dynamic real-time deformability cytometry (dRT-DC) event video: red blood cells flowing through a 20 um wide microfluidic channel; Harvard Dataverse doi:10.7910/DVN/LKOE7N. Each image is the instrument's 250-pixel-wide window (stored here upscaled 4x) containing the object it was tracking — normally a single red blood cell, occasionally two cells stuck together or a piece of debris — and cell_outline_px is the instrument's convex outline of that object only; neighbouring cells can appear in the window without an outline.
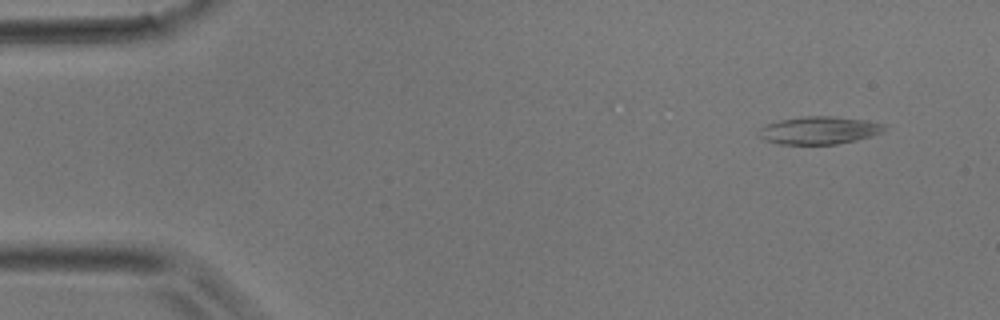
{"species": "common noctule bat (a hibernating species)", "species_latin": "Nyctalus noctula", "temperature_condition": "room temperature", "stored_images_in_passage": 41, "camera_frame_rate_fps": 3000, "um_per_image_px": 0.085, "animal": {"sex": "male", "body_mass_g": 17.9}, "frame": {"image": 1, "passage_image": 1, "time_ms": 0.0, "image_size_px": [1000, 320], "cell_outline_px": [[888, 128], [884, 132], [872, 136], [856, 140], [836, 144], [780, 144], [764, 140], [760, 136], [760, 128], [768, 124], [780, 120], [804, 116], [832, 116], [864, 120], [884, 124]], "centroid_in_image_um": [69.67, 11.08], "position_along_channel_um": 15.3, "area_um2": 20.17}}
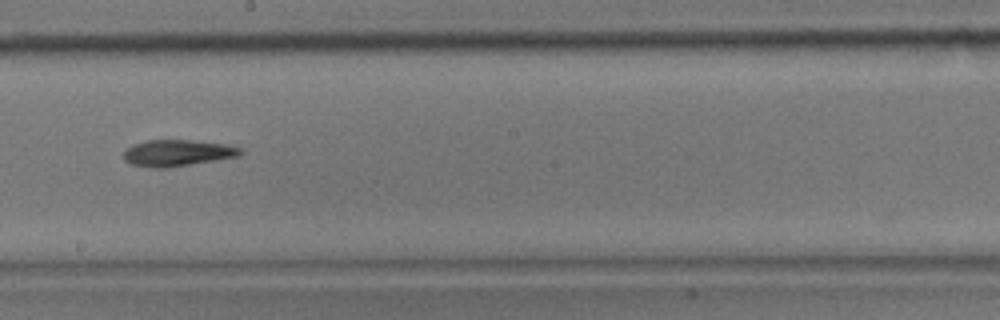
{"frame": {"image": 2, "passage_image": 22, "time_ms": 7.0, "image_size_px": [1000, 320], "cell_outline_px": [[244, 152], [240, 156], [168, 168], [152, 168], [132, 164], [124, 160], [124, 152], [132, 144], [148, 140], [188, 140], [224, 144], [244, 148]], "centroid_in_image_um": [15.11, 13.01], "position_along_channel_um": 233.1, "area_um2": 18.03}}
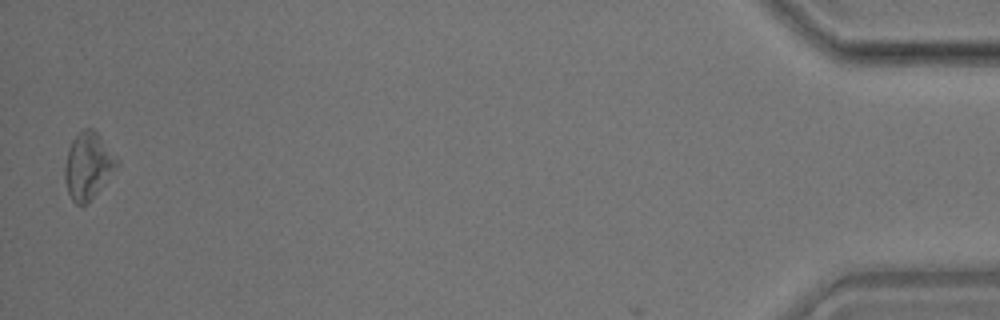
{"frame": {"image": 3, "passage_image": 41, "time_ms": 13.333, "image_size_px": [1000, 320], "cell_outline_px": [[120, 164], [92, 196], [84, 204], [76, 204], [72, 200], [68, 192], [64, 180], [64, 164], [68, 148], [72, 140], [84, 128], [92, 128], [96, 132], [120, 160]], "centroid_in_image_um": [7.47, 14.05], "position_along_channel_um": 427.7, "area_um2": 19.88}}